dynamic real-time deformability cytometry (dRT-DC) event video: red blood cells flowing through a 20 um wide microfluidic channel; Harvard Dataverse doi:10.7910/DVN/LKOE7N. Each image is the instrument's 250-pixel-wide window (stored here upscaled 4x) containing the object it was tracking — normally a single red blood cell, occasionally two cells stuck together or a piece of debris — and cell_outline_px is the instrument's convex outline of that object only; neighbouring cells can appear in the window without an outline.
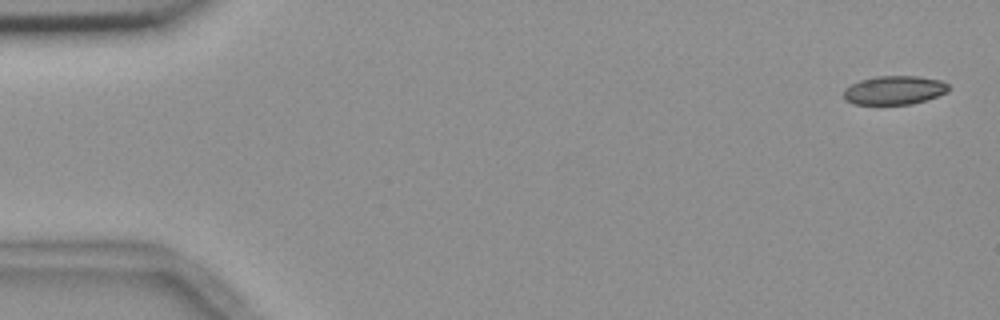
{"species": "common noctule bat (a hibernating species)", "species_latin": "Nyctalus noctula", "temperature_condition": "room temperature", "stored_images_in_passage": 17, "camera_frame_rate_fps": 3000, "um_per_image_px": 0.085, "animal": {"sex": "female", "body_mass_g": 18.4}, "frame": {"image": 1, "passage_image": 2, "time_ms": 0.333, "image_size_px": [1000, 320], "cell_outline_px": [[948, 92], [912, 104], [852, 104], [844, 100], [844, 88], [860, 80], [876, 76], [920, 76], [940, 80], [948, 84]], "centroid_in_image_um": [75.99, 7.66], "position_along_channel_um": 9.0, "area_um2": 17.57}}
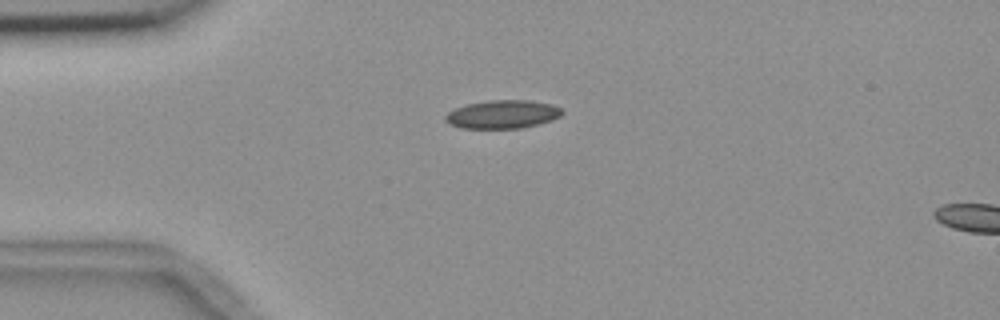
{"frame": {"image": 2, "passage_image": 14, "time_ms": 4.333, "image_size_px": [1000, 320], "cell_outline_px": [[564, 112], [560, 116], [552, 120], [540, 124], [520, 128], [460, 128], [448, 124], [444, 120], [444, 116], [448, 112], [456, 108], [468, 104], [488, 100], [528, 100], [552, 104], [560, 108]], "centroid_in_image_um": [42.71, 9.72], "position_along_channel_um": 42.3, "area_um2": 19.36}}